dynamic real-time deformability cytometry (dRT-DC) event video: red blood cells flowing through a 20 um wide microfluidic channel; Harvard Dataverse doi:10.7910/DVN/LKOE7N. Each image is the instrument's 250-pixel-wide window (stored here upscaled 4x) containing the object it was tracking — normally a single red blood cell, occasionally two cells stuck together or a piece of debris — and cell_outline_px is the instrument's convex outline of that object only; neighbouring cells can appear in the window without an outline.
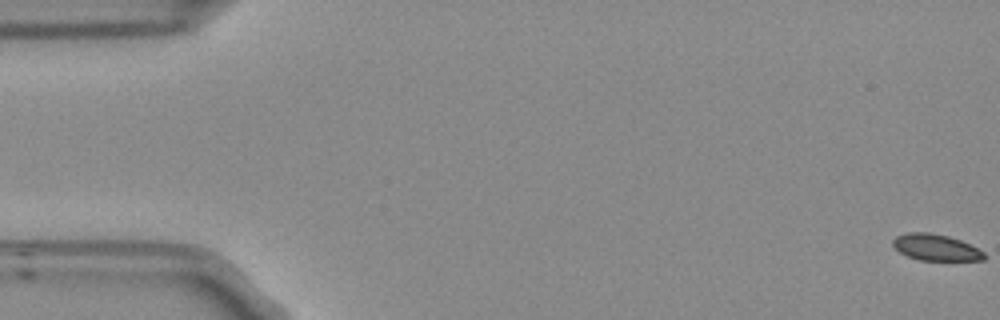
{"species": "Egyptian fruit bat (a non-hibernating species)", "species_latin": "Rousettus aegyptiacus", "temperature_condition": "room temperature", "stored_images_in_passage": 55, "camera_frame_rate_fps": 3000, "um_per_image_px": 0.085, "frame": {"image": 1, "passage_image": 1, "time_ms": 0.0, "image_size_px": [1000, 320], "cell_outline_px": [[984, 260], [920, 260], [908, 256], [900, 252], [892, 244], [892, 240], [896, 236], [908, 232], [928, 232], [948, 236], [960, 240], [984, 252]], "centroid_in_image_um": [79.51, 21.02], "position_along_channel_um": 5.5, "area_um2": 13.81}}
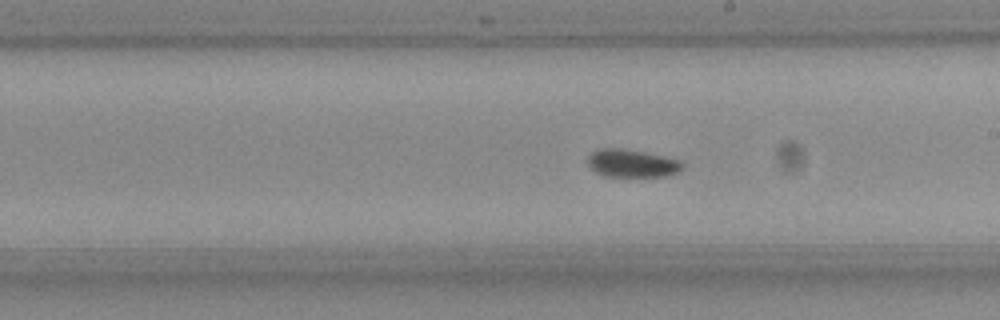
{"frame": {"image": 2, "passage_image": 31, "time_ms": 10.0, "image_size_px": [1000, 320], "cell_outline_px": [[684, 164], [676, 172], [664, 176], [604, 176], [596, 172], [588, 164], [588, 156], [592, 152], [600, 148], [624, 148], [644, 152], [680, 160]], "centroid_in_image_um": [53.68, 13.87], "position_along_channel_um": 235.3, "area_um2": 15.14}}
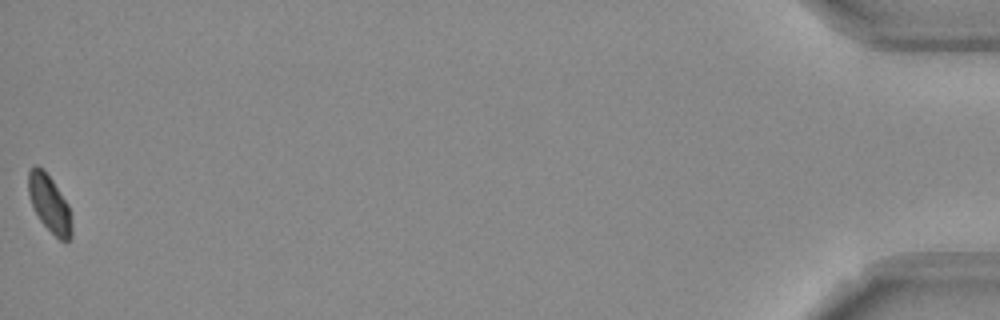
{"frame": {"image": 3, "passage_image": 55, "time_ms": 18.0, "image_size_px": [1000, 320], "cell_outline_px": [[72, 236], [68, 240], [60, 240], [40, 220], [32, 204], [28, 192], [28, 168], [32, 164], [36, 164], [44, 168], [68, 204], [72, 224]], "centroid_in_image_um": [4.19, 17.24], "position_along_channel_um": 431.0, "area_um2": 14.39}, "authors_computed_cell_mechanics": {"area_um2": 14.7968, "velocity_mm_per_s": 3.749, "shape_relaxation_time_tau1_ms": 6.1348, "shape_relaxation_time_tau2_ms": null, "deformation_change_tau1": 0.1059, "deformation_change_tau2": null}}